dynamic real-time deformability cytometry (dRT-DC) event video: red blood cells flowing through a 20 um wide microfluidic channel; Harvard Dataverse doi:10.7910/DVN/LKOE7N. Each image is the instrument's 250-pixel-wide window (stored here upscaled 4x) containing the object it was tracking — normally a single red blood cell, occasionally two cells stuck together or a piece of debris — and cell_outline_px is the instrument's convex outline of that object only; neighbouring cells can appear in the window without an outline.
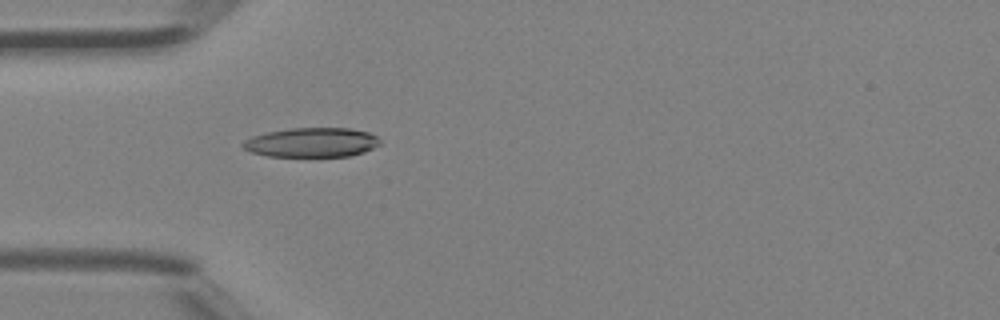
{"species": "Egyptian fruit bat (a non-hibernating species)", "species_latin": "Rousettus aegyptiacus", "temperature_condition": "room temperature", "stored_images_in_passage": 46, "camera_frame_rate_fps": 3000, "um_per_image_px": 0.085, "animal": {"sex": "female"}, "frame": {"image": 1, "passage_image": 14, "time_ms": 4.333, "image_size_px": [1000, 320], "cell_outline_px": [[380, 144], [364, 152], [348, 156], [268, 156], [252, 152], [244, 148], [240, 144], [244, 140], [252, 136], [268, 132], [288, 128], [352, 128], [368, 132], [376, 136], [380, 140]], "centroid_in_image_um": [26.49, 12.1], "position_along_channel_um": 58.5, "area_um2": 23.47}}
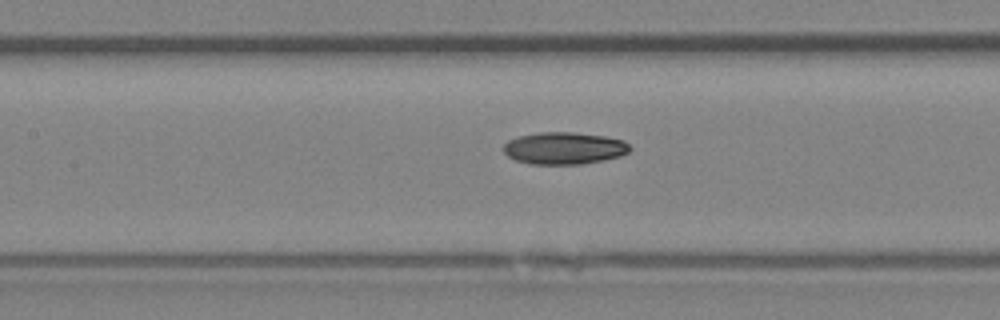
{"frame": {"image": 2, "passage_image": 21, "time_ms": 6.667, "image_size_px": [1000, 320], "cell_outline_px": [[632, 148], [628, 152], [620, 156], [604, 160], [580, 164], [528, 164], [516, 160], [508, 156], [504, 152], [504, 144], [508, 140], [520, 136], [540, 132], [572, 132], [604, 136], [624, 140]], "centroid_in_image_um": [47.96, 12.6], "position_along_channel_um": 159.4, "area_um2": 23.64}}
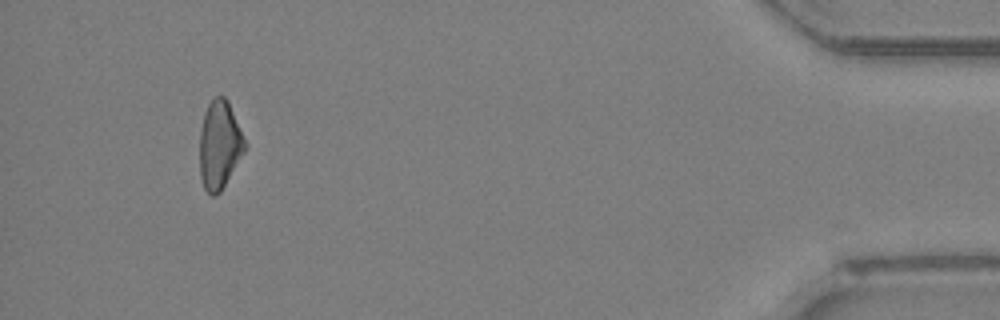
{"frame": {"image": 3, "passage_image": 43, "time_ms": 14.0, "image_size_px": [1000, 320], "cell_outline_px": [[248, 144], [244, 152], [220, 192], [216, 196], [212, 196], [204, 188], [200, 176], [200, 128], [204, 112], [208, 104], [216, 96], [224, 96], [228, 100]], "centroid_in_image_um": [18.67, 12.3], "position_along_channel_um": 416.5, "area_um2": 23.35}, "authors_computed_cell_mechanics": {"area_um2": 23.6113, "velocity_mm_per_s": 4.4866, "shape_relaxation_time_tau1_ms": 5.3129, "shape_relaxation_time_tau2_ms": null, "deformation_change_tau1": 0.1498, "deformation_change_tau2": null}}